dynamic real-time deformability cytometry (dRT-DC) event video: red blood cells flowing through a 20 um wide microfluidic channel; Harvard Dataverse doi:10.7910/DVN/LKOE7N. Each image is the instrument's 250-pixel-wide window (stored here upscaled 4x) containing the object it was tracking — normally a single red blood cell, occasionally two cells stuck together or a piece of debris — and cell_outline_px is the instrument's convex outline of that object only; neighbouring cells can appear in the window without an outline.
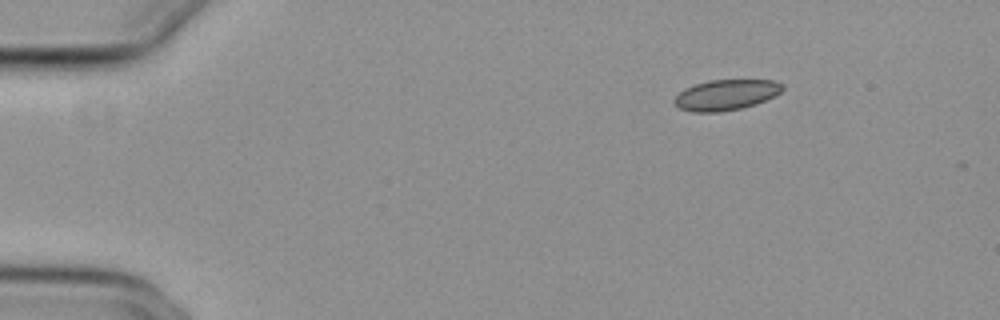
{"species": "common noctule bat (a hibernating species)", "species_latin": "Nyctalus noctula", "temperature_condition": "cold", "stored_images_in_passage": 5, "camera_frame_rate_fps": 3000, "um_per_image_px": 0.085, "animal": {"sex": "female", "body_mass_g": 29.2, "forearm_length_mm": 56.3}, "frame": {"image": 1, "passage_image": 1, "time_ms": 0.0, "image_size_px": [1000, 320], "cell_outline_px": [[784, 88], [776, 96], [756, 104], [740, 108], [720, 112], [692, 112], [680, 108], [672, 100], [684, 88], [708, 80], [776, 80], [784, 84]], "centroid_in_image_um": [61.74, 8.06], "position_along_channel_um": 23.3, "area_um2": 19.36}}